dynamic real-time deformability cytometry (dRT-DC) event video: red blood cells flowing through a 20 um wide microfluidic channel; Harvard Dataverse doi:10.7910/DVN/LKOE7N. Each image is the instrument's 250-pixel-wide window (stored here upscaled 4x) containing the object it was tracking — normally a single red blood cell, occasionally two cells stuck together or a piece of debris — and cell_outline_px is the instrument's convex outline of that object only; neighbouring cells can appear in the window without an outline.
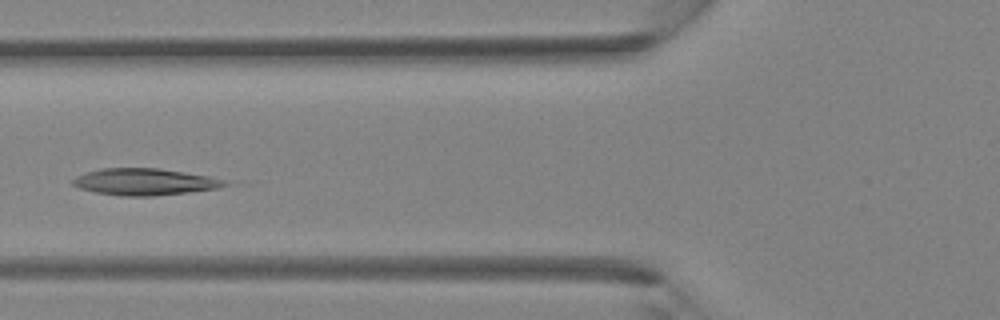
{"species": "Egyptian fruit bat (a non-hibernating species)", "species_latin": "Rousettus aegyptiacus", "temperature_condition": "room temperature", "stored_images_in_passage": 40, "camera_frame_rate_fps": 3000, "um_per_image_px": 0.085, "animal": {"sex": "female"}, "frame": {"image": 1, "passage_image": 15, "time_ms": 4.667, "image_size_px": [1000, 320], "cell_outline_px": [[228, 184], [220, 188], [152, 196], [120, 196], [96, 192], [80, 188], [72, 184], [72, 180], [76, 176], [88, 172], [104, 168], [160, 168], [208, 176], [224, 180]], "centroid_in_image_um": [12.28, 15.45], "position_along_channel_um": 113.5, "area_um2": 23.41}}
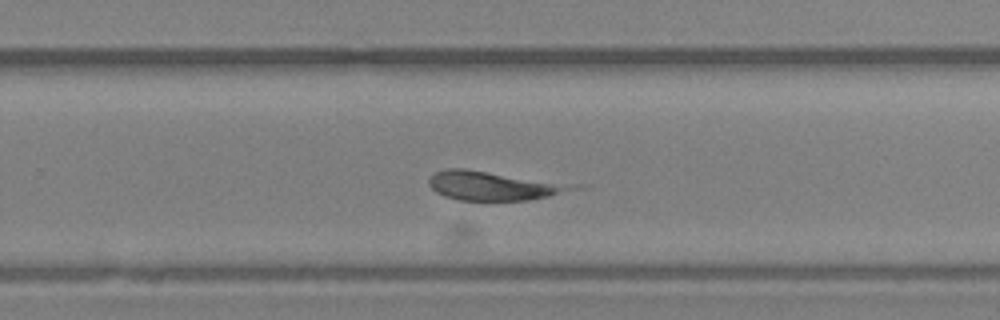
{"frame": {"image": 2, "passage_image": 26, "time_ms": 8.333, "image_size_px": [1000, 320], "cell_outline_px": [[588, 184], [584, 188], [532, 200], [460, 200], [444, 196], [436, 192], [428, 184], [428, 180], [436, 172], [444, 168], [464, 168]], "centroid_in_image_um": [42.15, 15.77], "position_along_channel_um": 287.7, "area_um2": 25.32}}
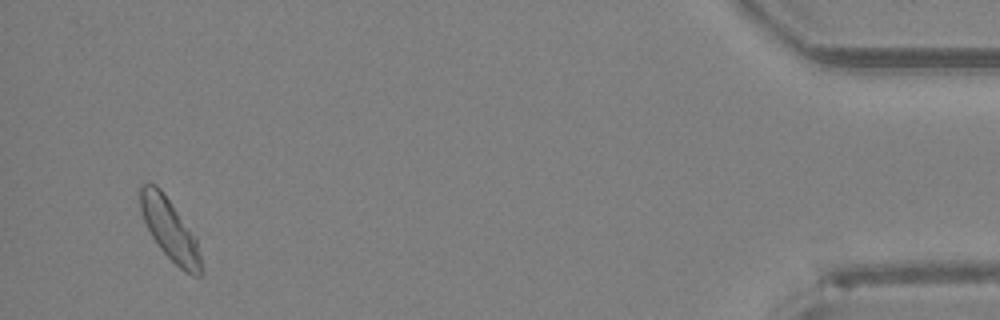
{"frame": {"image": 3, "passage_image": 39, "time_ms": 12.667, "image_size_px": [1000, 320], "cell_outline_px": [[200, 276], [192, 276], [180, 268], [160, 248], [152, 236], [144, 220], [140, 208], [140, 184], [148, 180], [156, 184], [160, 188], [196, 236], [200, 256]], "centroid_in_image_um": [14.41, 19.45], "position_along_channel_um": 420.8, "area_um2": 21.5}}